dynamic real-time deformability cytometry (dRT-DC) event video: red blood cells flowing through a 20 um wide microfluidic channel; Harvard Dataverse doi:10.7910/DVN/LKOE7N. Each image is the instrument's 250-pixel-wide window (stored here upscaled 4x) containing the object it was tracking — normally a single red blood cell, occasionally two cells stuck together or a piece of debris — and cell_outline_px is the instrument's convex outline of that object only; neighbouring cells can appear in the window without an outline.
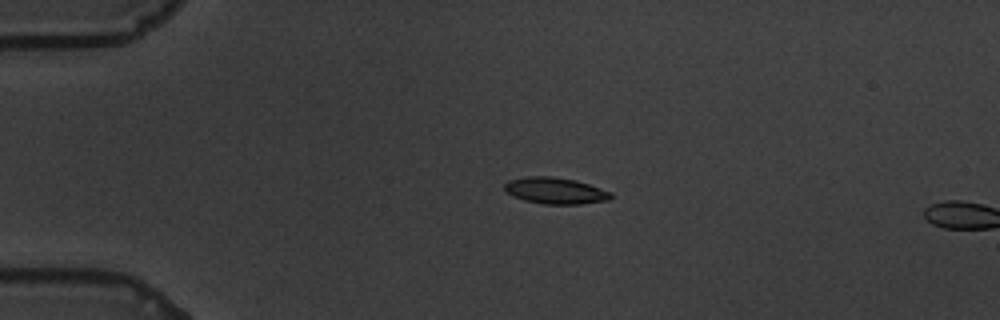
{"species": "common noctule bat (a hibernating species)", "species_latin": "Nyctalus noctula", "temperature_condition": "warm", "stored_images_in_passage": 3, "camera_frame_rate_fps": 3000, "um_per_image_px": 0.085, "animal": {"sex": "male", "body_mass_g": 19.5, "forearm_length_mm": 54.6}, "frame": {"image": 1, "passage_image": 1, "time_ms": 0.0, "image_size_px": [1000, 320], "cell_outline_px": [[612, 196], [608, 200], [580, 204], [544, 204], [524, 200], [512, 196], [504, 192], [504, 184], [508, 180], [528, 176], [552, 176], [576, 180], [612, 192]], "centroid_in_image_um": [47.16, 16.2], "position_along_channel_um": 37.8, "area_um2": 16.47}}